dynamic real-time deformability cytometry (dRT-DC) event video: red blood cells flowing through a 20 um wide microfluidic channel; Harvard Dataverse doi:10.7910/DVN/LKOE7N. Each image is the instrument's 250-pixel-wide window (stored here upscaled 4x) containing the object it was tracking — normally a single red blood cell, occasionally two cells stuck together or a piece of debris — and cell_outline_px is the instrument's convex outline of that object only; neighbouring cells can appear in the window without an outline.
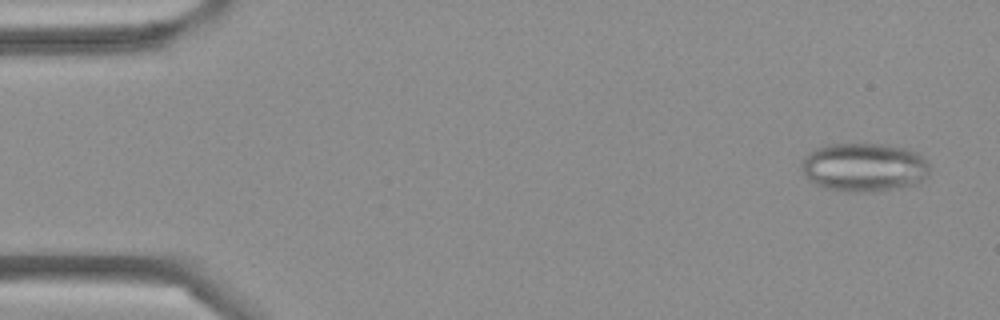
{"species": "Egyptian fruit bat (a non-hibernating species)", "species_latin": "Rousettus aegyptiacus", "temperature_condition": "cold", "stored_images_in_passage": 3, "camera_frame_rate_fps": 3000, "um_per_image_px": 0.085, "frame": {"image": 1, "passage_image": 1, "time_ms": 0.0, "image_size_px": [1000, 320], "cell_outline_px": [[928, 176], [924, 180], [912, 184], [880, 192], [844, 192], [824, 188], [808, 180], [804, 176], [800, 164], [808, 152], [816, 148], [828, 144], [884, 144], [908, 148], [920, 152], [928, 164]], "centroid_in_image_um": [73.44, 14.22], "position_along_channel_um": 11.6, "area_um2": 36.93}}